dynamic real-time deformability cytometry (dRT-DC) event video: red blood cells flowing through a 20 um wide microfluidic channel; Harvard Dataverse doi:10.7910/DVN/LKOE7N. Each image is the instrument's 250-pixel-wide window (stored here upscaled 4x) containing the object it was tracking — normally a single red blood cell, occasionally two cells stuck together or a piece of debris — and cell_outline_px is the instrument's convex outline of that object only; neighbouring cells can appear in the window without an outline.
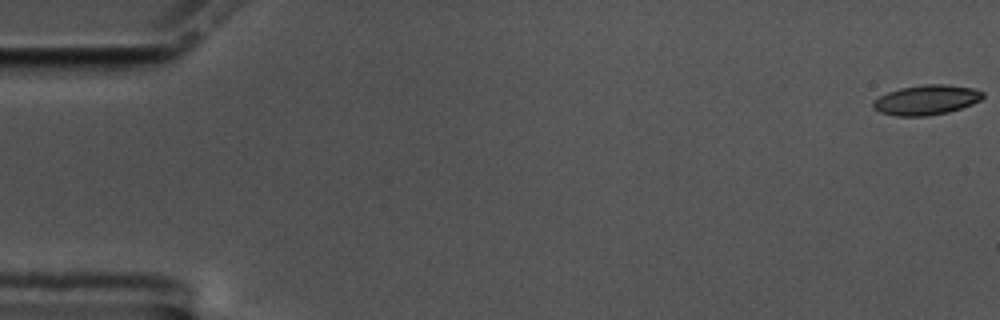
{"species": "common noctule bat (a hibernating species)", "species_latin": "Nyctalus noctula", "temperature_condition": "cold", "stored_images_in_passage": 8, "camera_frame_rate_fps": 3000, "um_per_image_px": 0.085, "animal": {"sex": "male", "body_mass_g": 17.5, "forearm_length_mm": 52.3}, "frame": {"image": 1, "passage_image": 1, "time_ms": 0.0, "image_size_px": [1000, 320], "cell_outline_px": [[984, 96], [980, 100], [972, 104], [948, 112], [928, 116], [896, 116], [880, 112], [872, 108], [872, 100], [888, 92], [900, 88], [924, 84], [944, 84], [972, 88], [984, 92]], "centroid_in_image_um": [78.71, 8.49], "position_along_channel_um": 6.3, "area_um2": 19.13}}